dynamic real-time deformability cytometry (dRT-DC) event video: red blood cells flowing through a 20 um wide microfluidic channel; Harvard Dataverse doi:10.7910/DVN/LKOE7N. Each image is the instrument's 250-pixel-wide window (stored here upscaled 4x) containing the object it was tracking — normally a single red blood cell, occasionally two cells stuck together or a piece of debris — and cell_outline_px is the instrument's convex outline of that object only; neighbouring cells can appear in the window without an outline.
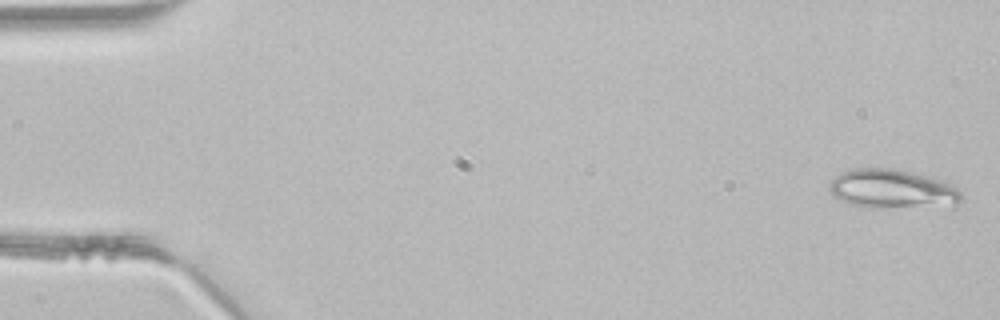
{"species": "common noctule bat (a hibernating species)", "species_latin": "Nyctalus noctula", "temperature_condition": "room temperature", "stored_images_in_passage": 46, "camera_frame_rate_fps": 3000, "um_per_image_px": 0.085, "animal": {"sex": "male", "body_mass_g": 21.5, "forearm_length_mm": 52.0}, "frame": {"image": 1, "passage_image": 1, "time_ms": 0.0, "image_size_px": [1000, 320], "cell_outline_px": [[964, 200], [956, 208], [868, 208], [852, 204], [840, 200], [828, 188], [828, 184], [836, 176], [844, 172], [856, 168], [892, 168], [924, 176], [948, 184], [956, 188], [960, 192]], "centroid_in_image_um": [75.92, 16.13], "position_along_channel_um": 9.1, "area_um2": 30.4}}
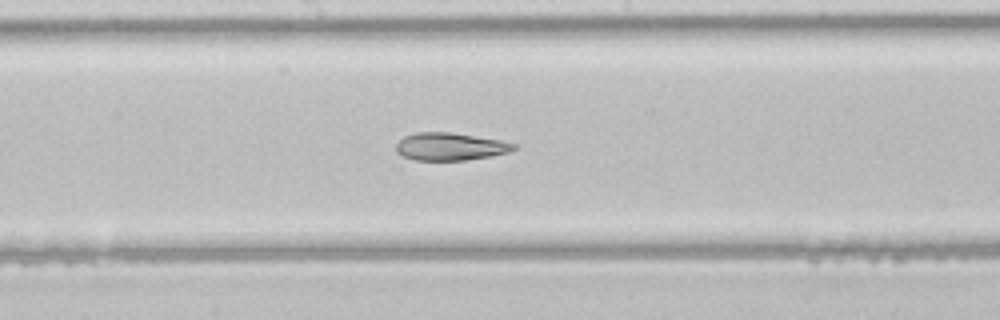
{"frame": {"image": 2, "passage_image": 24, "time_ms": 7.667, "image_size_px": [1000, 320], "cell_outline_px": [[516, 148], [508, 152], [492, 156], [464, 160], [416, 160], [404, 156], [396, 152], [396, 144], [404, 136], [416, 132], [452, 132], [500, 140], [516, 144]], "centroid_in_image_um": [38.26, 12.45], "position_along_channel_um": 209.9, "area_um2": 18.9}}
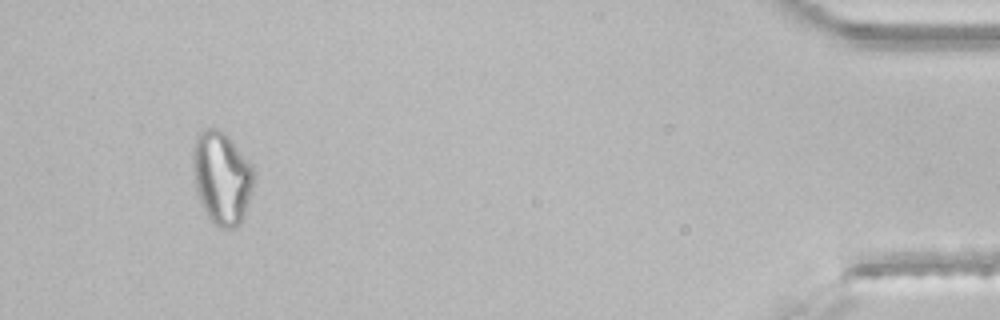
{"frame": {"image": 3, "passage_image": 43, "time_ms": 14.0, "image_size_px": [1000, 320], "cell_outline_px": [[252, 184], [248, 204], [244, 216], [240, 224], [236, 228], [220, 228], [212, 224], [196, 192], [192, 164], [192, 156], [196, 136], [204, 128], [216, 128], [224, 132], [228, 136], [252, 164]], "centroid_in_image_um": [18.83, 15.11], "position_along_channel_um": 416.4, "area_um2": 32.83}}